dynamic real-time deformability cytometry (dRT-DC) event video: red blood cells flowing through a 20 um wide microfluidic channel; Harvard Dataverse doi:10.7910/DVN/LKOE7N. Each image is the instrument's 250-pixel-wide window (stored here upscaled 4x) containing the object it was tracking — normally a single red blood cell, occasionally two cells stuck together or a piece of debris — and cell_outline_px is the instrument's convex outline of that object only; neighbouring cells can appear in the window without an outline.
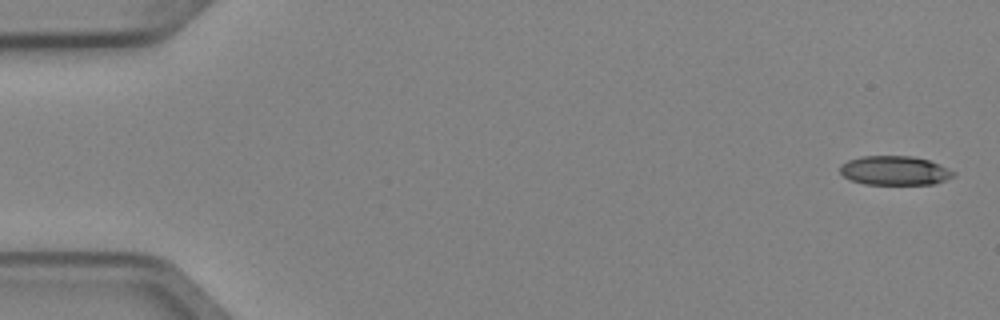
{"species": "Egyptian fruit bat (a non-hibernating species)", "species_latin": "Rousettus aegyptiacus", "temperature_condition": "cold", "stored_images_in_passage": 5, "camera_frame_rate_fps": 3000, "um_per_image_px": 0.085, "animal": {"sex": "female"}, "frame": {"image": 1, "passage_image": 1, "time_ms": 0.0, "image_size_px": [1000, 320], "cell_outline_px": [[956, 176], [936, 184], [864, 184], [848, 180], [840, 172], [840, 164], [848, 160], [860, 156], [912, 156], [928, 160], [940, 164], [956, 172]], "centroid_in_image_um": [76.06, 14.5], "position_along_channel_um": 8.9, "area_um2": 19.54}}
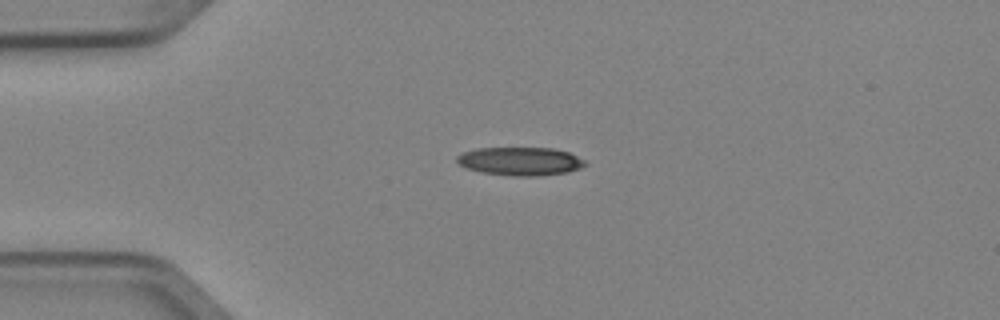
{"frame": {"image": 2, "passage_image": 4, "time_ms": 1.0, "image_size_px": [1000, 320], "cell_outline_px": [[588, 164], [580, 168], [568, 172], [536, 176], [512, 176], [480, 172], [464, 168], [456, 160], [456, 156], [464, 152], [476, 148], [552, 148], [568, 152], [584, 160]], "centroid_in_image_um": [44.2, 13.71], "position_along_channel_um": 40.8, "area_um2": 21.21}}